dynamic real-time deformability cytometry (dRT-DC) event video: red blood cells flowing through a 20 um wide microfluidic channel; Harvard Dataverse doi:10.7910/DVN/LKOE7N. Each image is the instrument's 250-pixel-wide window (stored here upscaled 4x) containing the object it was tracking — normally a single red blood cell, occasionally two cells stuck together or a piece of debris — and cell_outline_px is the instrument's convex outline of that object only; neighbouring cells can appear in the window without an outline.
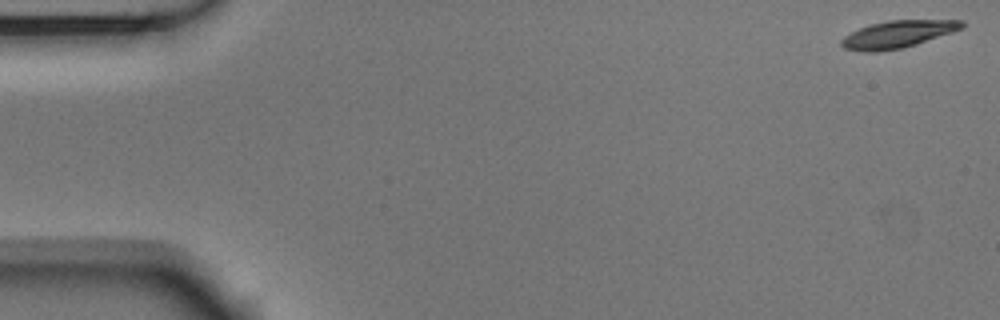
{"species": "Egyptian fruit bat (a non-hibernating species)", "species_latin": "Rousettus aegyptiacus", "temperature_condition": "room temperature", "stored_images_in_passage": 54, "camera_frame_rate_fps": 3000, "um_per_image_px": 0.085, "animal": {"sex": "male"}, "frame": {"image": 1, "passage_image": 1, "time_ms": 0.0, "image_size_px": [1000, 320], "cell_outline_px": [[964, 28], [916, 44], [900, 48], [880, 52], [864, 52], [844, 48], [840, 44], [840, 40], [844, 36], [860, 28], [872, 24], [888, 20], [964, 20]], "centroid_in_image_um": [76.3, 2.91], "position_along_channel_um": 8.7, "area_um2": 19.02}}
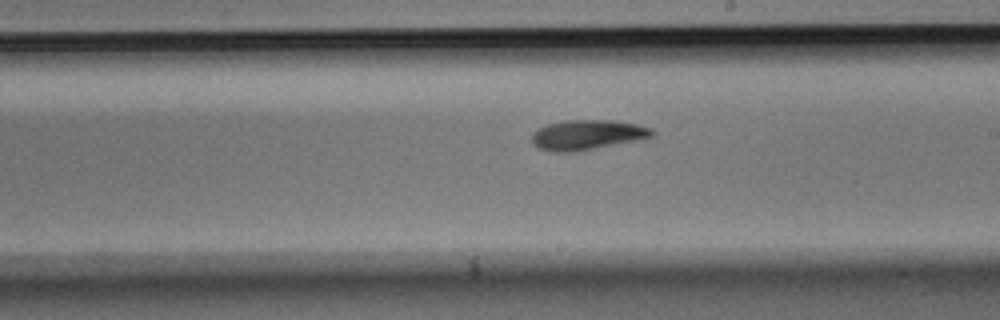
{"frame": {"image": 2, "passage_image": 31, "time_ms": 10.0, "image_size_px": [1000, 320], "cell_outline_px": [[656, 132], [652, 136], [636, 140], [576, 152], [552, 152], [540, 148], [532, 144], [532, 132], [548, 124], [564, 120], [608, 120], [636, 124], [652, 128]], "centroid_in_image_um": [49.89, 11.46], "position_along_channel_um": 239.1, "area_um2": 20.87}}
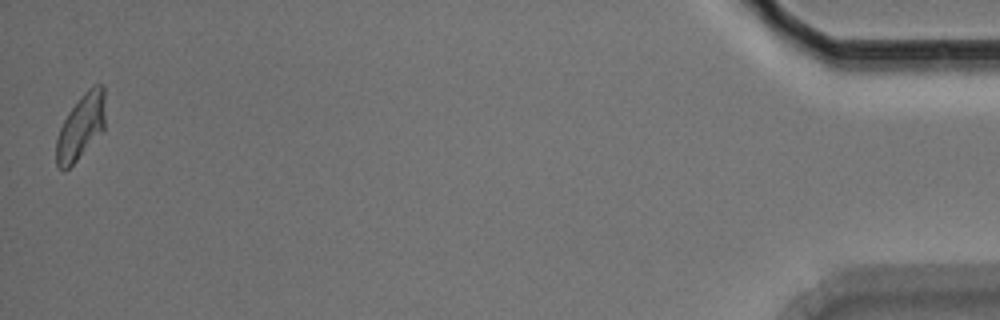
{"frame": {"image": 3, "passage_image": 54, "time_ms": 17.667, "image_size_px": [1000, 320], "cell_outline_px": [[104, 128], [76, 160], [64, 172], [56, 164], [56, 140], [60, 128], [68, 112], [84, 92], [92, 84], [104, 84]], "centroid_in_image_um": [6.86, 10.74], "position_along_channel_um": 428.3, "area_um2": 18.26}, "authors_computed_cell_mechanics": {"area_um2": 19.7676, "velocity_mm_per_s": 3.6739, "shape_relaxation_time_tau1_ms": 3.454, "shape_relaxation_time_tau2_ms": 6.065, "deformation_change_tau1": 0.1337, "deformation_change_tau2": 0.0783}}